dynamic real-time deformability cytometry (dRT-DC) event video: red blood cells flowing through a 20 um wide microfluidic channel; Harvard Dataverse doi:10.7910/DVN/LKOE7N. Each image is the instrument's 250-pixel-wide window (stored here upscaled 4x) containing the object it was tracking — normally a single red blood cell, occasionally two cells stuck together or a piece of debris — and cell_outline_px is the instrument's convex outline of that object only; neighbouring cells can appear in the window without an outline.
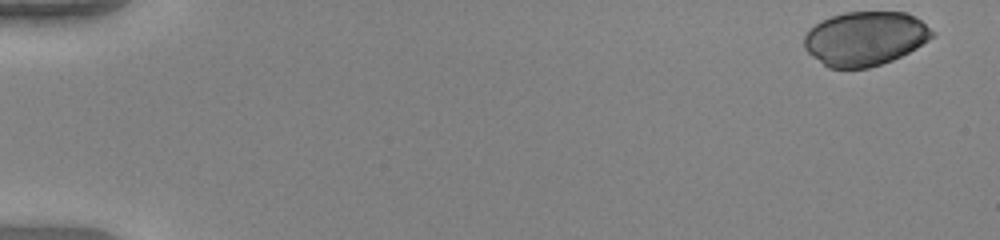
{"species": "human", "species_latin": "Homo sapiens", "temperature_condition": "warm", "stored_images_in_passage": 51, "camera_frame_rate_fps": 3000, "um_per_image_px": 0.085, "donor": {"sex": "female"}, "frame": {"image": 1, "passage_image": 1, "time_ms": 0.0, "image_size_px": [1000, 240], "cell_outline_px": [[932, 36], [928, 40], [916, 48], [892, 60], [868, 68], [828, 68], [812, 56], [804, 48], [804, 36], [808, 28], [832, 16], [844, 12], [904, 12], [920, 20], [932, 32]], "centroid_in_image_um": [73.48, 3.28], "position_along_channel_um": 11.5, "area_um2": 39.94}}
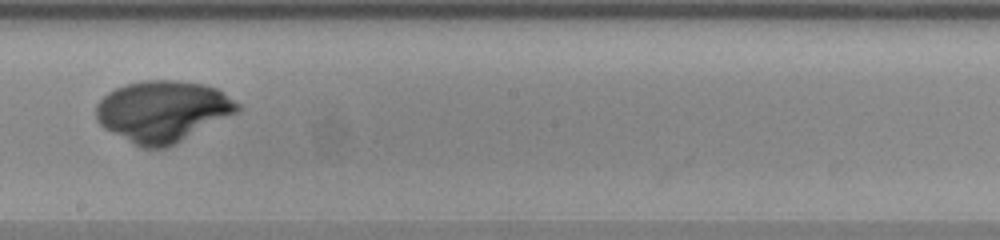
{"frame": {"image": 2, "passage_image": 30, "time_ms": 9.667, "image_size_px": [1000, 240], "cell_outline_px": [[240, 112], [168, 148], [140, 148], [132, 144], [104, 128], [96, 120], [96, 104], [108, 92], [116, 88], [128, 84], [144, 80], [176, 80], [204, 84], [216, 88], [224, 92], [240, 104]], "centroid_in_image_um": [13.86, 9.47], "position_along_channel_um": 234.3, "area_um2": 50.98}}
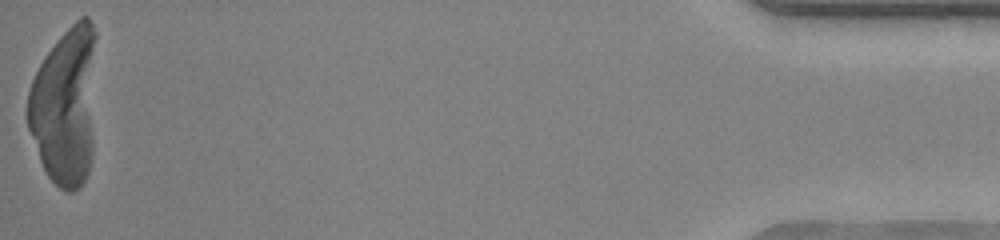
{"frame": {"image": 3, "passage_image": 51, "time_ms": 16.667, "image_size_px": [1000, 240], "cell_outline_px": [[96, 36], [92, 156], [88, 172], [80, 188], [72, 192], [68, 192], [60, 188], [48, 176], [40, 160], [28, 128], [28, 92], [32, 80], [40, 64], [56, 40], [80, 16], [88, 16], [96, 32]], "centroid_in_image_um": [5.56, 9.01], "position_along_channel_um": 429.6, "area_um2": 63.58}, "authors_computed_cell_mechanics": {"area_um2": 49.8814, "velocity_mm_per_s": 4.0256, "shape_relaxation_time_tau1_ms": 4.5065, "shape_relaxation_time_tau2_ms": null, "deformation_change_tau1": 0.2977, "deformation_change_tau2": null}}